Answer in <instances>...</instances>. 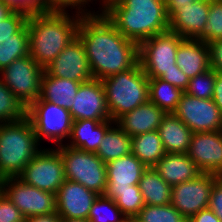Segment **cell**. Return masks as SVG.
<instances>
[{
  "mask_svg": "<svg viewBox=\"0 0 222 222\" xmlns=\"http://www.w3.org/2000/svg\"><path fill=\"white\" fill-rule=\"evenodd\" d=\"M11 10L27 14L28 16L39 13L54 12L47 0H2Z\"/></svg>",
  "mask_w": 222,
  "mask_h": 222,
  "instance_id": "8d00e7d4",
  "label": "cell"
},
{
  "mask_svg": "<svg viewBox=\"0 0 222 222\" xmlns=\"http://www.w3.org/2000/svg\"><path fill=\"white\" fill-rule=\"evenodd\" d=\"M44 68L30 55L14 60L0 71V77L8 89L28 108L41 95V79Z\"/></svg>",
  "mask_w": 222,
  "mask_h": 222,
  "instance_id": "9c48e42d",
  "label": "cell"
},
{
  "mask_svg": "<svg viewBox=\"0 0 222 222\" xmlns=\"http://www.w3.org/2000/svg\"><path fill=\"white\" fill-rule=\"evenodd\" d=\"M157 131L166 153H188L193 133L174 113L163 116Z\"/></svg>",
  "mask_w": 222,
  "mask_h": 222,
  "instance_id": "cb8c5ba5",
  "label": "cell"
},
{
  "mask_svg": "<svg viewBox=\"0 0 222 222\" xmlns=\"http://www.w3.org/2000/svg\"><path fill=\"white\" fill-rule=\"evenodd\" d=\"M61 222H90V221L88 219H80V218H74V219L61 218Z\"/></svg>",
  "mask_w": 222,
  "mask_h": 222,
  "instance_id": "681fc988",
  "label": "cell"
},
{
  "mask_svg": "<svg viewBox=\"0 0 222 222\" xmlns=\"http://www.w3.org/2000/svg\"><path fill=\"white\" fill-rule=\"evenodd\" d=\"M24 183L56 194L65 181L60 152L53 147L41 149L18 176Z\"/></svg>",
  "mask_w": 222,
  "mask_h": 222,
  "instance_id": "30bf717a",
  "label": "cell"
},
{
  "mask_svg": "<svg viewBox=\"0 0 222 222\" xmlns=\"http://www.w3.org/2000/svg\"><path fill=\"white\" fill-rule=\"evenodd\" d=\"M160 79L172 84L173 86L185 91L189 84V78L175 65L174 69L167 71Z\"/></svg>",
  "mask_w": 222,
  "mask_h": 222,
  "instance_id": "7bdbcfd3",
  "label": "cell"
},
{
  "mask_svg": "<svg viewBox=\"0 0 222 222\" xmlns=\"http://www.w3.org/2000/svg\"><path fill=\"white\" fill-rule=\"evenodd\" d=\"M173 113L192 133L222 130V114L213 99H199L184 92Z\"/></svg>",
  "mask_w": 222,
  "mask_h": 222,
  "instance_id": "7c38bea8",
  "label": "cell"
},
{
  "mask_svg": "<svg viewBox=\"0 0 222 222\" xmlns=\"http://www.w3.org/2000/svg\"><path fill=\"white\" fill-rule=\"evenodd\" d=\"M27 117V108L0 77V123H12Z\"/></svg>",
  "mask_w": 222,
  "mask_h": 222,
  "instance_id": "4dcf8cb0",
  "label": "cell"
},
{
  "mask_svg": "<svg viewBox=\"0 0 222 222\" xmlns=\"http://www.w3.org/2000/svg\"><path fill=\"white\" fill-rule=\"evenodd\" d=\"M215 81L216 72L210 68L204 73L190 78L184 92L199 99H212Z\"/></svg>",
  "mask_w": 222,
  "mask_h": 222,
  "instance_id": "d590c367",
  "label": "cell"
},
{
  "mask_svg": "<svg viewBox=\"0 0 222 222\" xmlns=\"http://www.w3.org/2000/svg\"><path fill=\"white\" fill-rule=\"evenodd\" d=\"M2 191L25 218L57 212L56 196L24 183L18 177L1 179Z\"/></svg>",
  "mask_w": 222,
  "mask_h": 222,
  "instance_id": "8fae6325",
  "label": "cell"
},
{
  "mask_svg": "<svg viewBox=\"0 0 222 222\" xmlns=\"http://www.w3.org/2000/svg\"><path fill=\"white\" fill-rule=\"evenodd\" d=\"M70 12L72 15L54 11L28 17L29 55L44 69L77 37L83 14Z\"/></svg>",
  "mask_w": 222,
  "mask_h": 222,
  "instance_id": "7a4b0ae2",
  "label": "cell"
},
{
  "mask_svg": "<svg viewBox=\"0 0 222 222\" xmlns=\"http://www.w3.org/2000/svg\"><path fill=\"white\" fill-rule=\"evenodd\" d=\"M208 208L211 209L222 222V176L213 184Z\"/></svg>",
  "mask_w": 222,
  "mask_h": 222,
  "instance_id": "60d3db41",
  "label": "cell"
},
{
  "mask_svg": "<svg viewBox=\"0 0 222 222\" xmlns=\"http://www.w3.org/2000/svg\"><path fill=\"white\" fill-rule=\"evenodd\" d=\"M26 117L12 123H0V180L18 177L27 163L43 149Z\"/></svg>",
  "mask_w": 222,
  "mask_h": 222,
  "instance_id": "277c9868",
  "label": "cell"
},
{
  "mask_svg": "<svg viewBox=\"0 0 222 222\" xmlns=\"http://www.w3.org/2000/svg\"><path fill=\"white\" fill-rule=\"evenodd\" d=\"M55 196L57 213L61 218L88 219L89 211L98 194L78 182L65 179Z\"/></svg>",
  "mask_w": 222,
  "mask_h": 222,
  "instance_id": "ac0fdd59",
  "label": "cell"
},
{
  "mask_svg": "<svg viewBox=\"0 0 222 222\" xmlns=\"http://www.w3.org/2000/svg\"><path fill=\"white\" fill-rule=\"evenodd\" d=\"M166 113L149 100L131 112L125 113L117 121V125L129 136L158 130Z\"/></svg>",
  "mask_w": 222,
  "mask_h": 222,
  "instance_id": "ffe728a7",
  "label": "cell"
},
{
  "mask_svg": "<svg viewBox=\"0 0 222 222\" xmlns=\"http://www.w3.org/2000/svg\"><path fill=\"white\" fill-rule=\"evenodd\" d=\"M220 176L201 173L195 179L172 186L171 204L186 219L208 208L211 189Z\"/></svg>",
  "mask_w": 222,
  "mask_h": 222,
  "instance_id": "4fadbf2b",
  "label": "cell"
},
{
  "mask_svg": "<svg viewBox=\"0 0 222 222\" xmlns=\"http://www.w3.org/2000/svg\"><path fill=\"white\" fill-rule=\"evenodd\" d=\"M134 220L136 222H188V219L171 203L158 206L144 205Z\"/></svg>",
  "mask_w": 222,
  "mask_h": 222,
  "instance_id": "d6a6232c",
  "label": "cell"
},
{
  "mask_svg": "<svg viewBox=\"0 0 222 222\" xmlns=\"http://www.w3.org/2000/svg\"><path fill=\"white\" fill-rule=\"evenodd\" d=\"M209 8L210 0L181 6L169 18V31L177 33L183 39H195L207 23Z\"/></svg>",
  "mask_w": 222,
  "mask_h": 222,
  "instance_id": "d6986e66",
  "label": "cell"
},
{
  "mask_svg": "<svg viewBox=\"0 0 222 222\" xmlns=\"http://www.w3.org/2000/svg\"><path fill=\"white\" fill-rule=\"evenodd\" d=\"M12 11L0 0V21L6 18Z\"/></svg>",
  "mask_w": 222,
  "mask_h": 222,
  "instance_id": "c3c4849f",
  "label": "cell"
},
{
  "mask_svg": "<svg viewBox=\"0 0 222 222\" xmlns=\"http://www.w3.org/2000/svg\"><path fill=\"white\" fill-rule=\"evenodd\" d=\"M153 168L171 187L201 174L188 154L166 153Z\"/></svg>",
  "mask_w": 222,
  "mask_h": 222,
  "instance_id": "603a6c76",
  "label": "cell"
},
{
  "mask_svg": "<svg viewBox=\"0 0 222 222\" xmlns=\"http://www.w3.org/2000/svg\"><path fill=\"white\" fill-rule=\"evenodd\" d=\"M113 1H116V0H100V1H97V2H100V5H101L100 7H98L99 8L98 11H101L106 5L110 4Z\"/></svg>",
  "mask_w": 222,
  "mask_h": 222,
  "instance_id": "f907efd6",
  "label": "cell"
},
{
  "mask_svg": "<svg viewBox=\"0 0 222 222\" xmlns=\"http://www.w3.org/2000/svg\"><path fill=\"white\" fill-rule=\"evenodd\" d=\"M55 148L63 160L65 179L78 182L98 195L104 194L107 185L106 163L96 153L64 144Z\"/></svg>",
  "mask_w": 222,
  "mask_h": 222,
  "instance_id": "8992f818",
  "label": "cell"
},
{
  "mask_svg": "<svg viewBox=\"0 0 222 222\" xmlns=\"http://www.w3.org/2000/svg\"><path fill=\"white\" fill-rule=\"evenodd\" d=\"M176 65L190 79L210 69L208 45L195 39H184L176 51Z\"/></svg>",
  "mask_w": 222,
  "mask_h": 222,
  "instance_id": "7402d4cb",
  "label": "cell"
},
{
  "mask_svg": "<svg viewBox=\"0 0 222 222\" xmlns=\"http://www.w3.org/2000/svg\"><path fill=\"white\" fill-rule=\"evenodd\" d=\"M183 40L177 33L168 30L138 45L139 63L149 79L160 78L175 68L176 51Z\"/></svg>",
  "mask_w": 222,
  "mask_h": 222,
  "instance_id": "ba28073f",
  "label": "cell"
},
{
  "mask_svg": "<svg viewBox=\"0 0 222 222\" xmlns=\"http://www.w3.org/2000/svg\"><path fill=\"white\" fill-rule=\"evenodd\" d=\"M25 222H61V217L57 212L46 215H35L25 218Z\"/></svg>",
  "mask_w": 222,
  "mask_h": 222,
  "instance_id": "7dc6e473",
  "label": "cell"
},
{
  "mask_svg": "<svg viewBox=\"0 0 222 222\" xmlns=\"http://www.w3.org/2000/svg\"><path fill=\"white\" fill-rule=\"evenodd\" d=\"M70 113L73 121L90 119L102 122L111 119L101 80L92 78L80 84Z\"/></svg>",
  "mask_w": 222,
  "mask_h": 222,
  "instance_id": "9a60e30c",
  "label": "cell"
},
{
  "mask_svg": "<svg viewBox=\"0 0 222 222\" xmlns=\"http://www.w3.org/2000/svg\"><path fill=\"white\" fill-rule=\"evenodd\" d=\"M187 154L201 173L222 176V130L193 133Z\"/></svg>",
  "mask_w": 222,
  "mask_h": 222,
  "instance_id": "2e32d148",
  "label": "cell"
},
{
  "mask_svg": "<svg viewBox=\"0 0 222 222\" xmlns=\"http://www.w3.org/2000/svg\"><path fill=\"white\" fill-rule=\"evenodd\" d=\"M101 12L123 36L138 45L169 30L164 0H116Z\"/></svg>",
  "mask_w": 222,
  "mask_h": 222,
  "instance_id": "3957f363",
  "label": "cell"
},
{
  "mask_svg": "<svg viewBox=\"0 0 222 222\" xmlns=\"http://www.w3.org/2000/svg\"><path fill=\"white\" fill-rule=\"evenodd\" d=\"M195 40L206 44L222 40V0H210V8L206 25Z\"/></svg>",
  "mask_w": 222,
  "mask_h": 222,
  "instance_id": "836d02e7",
  "label": "cell"
},
{
  "mask_svg": "<svg viewBox=\"0 0 222 222\" xmlns=\"http://www.w3.org/2000/svg\"><path fill=\"white\" fill-rule=\"evenodd\" d=\"M222 114V73L216 72V81L212 98Z\"/></svg>",
  "mask_w": 222,
  "mask_h": 222,
  "instance_id": "bcb514c9",
  "label": "cell"
},
{
  "mask_svg": "<svg viewBox=\"0 0 222 222\" xmlns=\"http://www.w3.org/2000/svg\"><path fill=\"white\" fill-rule=\"evenodd\" d=\"M77 36L94 79L128 71L139 62L138 44L123 36L101 11L81 16Z\"/></svg>",
  "mask_w": 222,
  "mask_h": 222,
  "instance_id": "6da1fadb",
  "label": "cell"
},
{
  "mask_svg": "<svg viewBox=\"0 0 222 222\" xmlns=\"http://www.w3.org/2000/svg\"><path fill=\"white\" fill-rule=\"evenodd\" d=\"M81 83L53 77L44 71L41 79L40 98L70 111Z\"/></svg>",
  "mask_w": 222,
  "mask_h": 222,
  "instance_id": "d4e9b609",
  "label": "cell"
},
{
  "mask_svg": "<svg viewBox=\"0 0 222 222\" xmlns=\"http://www.w3.org/2000/svg\"><path fill=\"white\" fill-rule=\"evenodd\" d=\"M209 49L210 68L222 73V40L207 43Z\"/></svg>",
  "mask_w": 222,
  "mask_h": 222,
  "instance_id": "b9f144b4",
  "label": "cell"
},
{
  "mask_svg": "<svg viewBox=\"0 0 222 222\" xmlns=\"http://www.w3.org/2000/svg\"><path fill=\"white\" fill-rule=\"evenodd\" d=\"M2 191V185H1V181H0V192Z\"/></svg>",
  "mask_w": 222,
  "mask_h": 222,
  "instance_id": "f5cc1de1",
  "label": "cell"
},
{
  "mask_svg": "<svg viewBox=\"0 0 222 222\" xmlns=\"http://www.w3.org/2000/svg\"><path fill=\"white\" fill-rule=\"evenodd\" d=\"M132 137L115 122L105 133L96 155L107 163L131 153Z\"/></svg>",
  "mask_w": 222,
  "mask_h": 222,
  "instance_id": "4316f807",
  "label": "cell"
},
{
  "mask_svg": "<svg viewBox=\"0 0 222 222\" xmlns=\"http://www.w3.org/2000/svg\"><path fill=\"white\" fill-rule=\"evenodd\" d=\"M203 0H164L167 11V16L170 18L181 6L190 5L193 2Z\"/></svg>",
  "mask_w": 222,
  "mask_h": 222,
  "instance_id": "f6af8a7d",
  "label": "cell"
},
{
  "mask_svg": "<svg viewBox=\"0 0 222 222\" xmlns=\"http://www.w3.org/2000/svg\"><path fill=\"white\" fill-rule=\"evenodd\" d=\"M126 219L115 201L104 195H98L88 214L90 222H124Z\"/></svg>",
  "mask_w": 222,
  "mask_h": 222,
  "instance_id": "1f68e13d",
  "label": "cell"
},
{
  "mask_svg": "<svg viewBox=\"0 0 222 222\" xmlns=\"http://www.w3.org/2000/svg\"><path fill=\"white\" fill-rule=\"evenodd\" d=\"M139 189L145 205H167L171 203L172 187L166 183L153 167H148L139 181Z\"/></svg>",
  "mask_w": 222,
  "mask_h": 222,
  "instance_id": "484cf974",
  "label": "cell"
},
{
  "mask_svg": "<svg viewBox=\"0 0 222 222\" xmlns=\"http://www.w3.org/2000/svg\"><path fill=\"white\" fill-rule=\"evenodd\" d=\"M114 123L111 119L102 122L90 119L73 121L70 140H67L68 143L65 145L74 149L96 153L106 131Z\"/></svg>",
  "mask_w": 222,
  "mask_h": 222,
  "instance_id": "44dd1931",
  "label": "cell"
},
{
  "mask_svg": "<svg viewBox=\"0 0 222 222\" xmlns=\"http://www.w3.org/2000/svg\"><path fill=\"white\" fill-rule=\"evenodd\" d=\"M44 71L50 76L75 82H86L93 78L85 48L78 36L64 48Z\"/></svg>",
  "mask_w": 222,
  "mask_h": 222,
  "instance_id": "5bb4252c",
  "label": "cell"
},
{
  "mask_svg": "<svg viewBox=\"0 0 222 222\" xmlns=\"http://www.w3.org/2000/svg\"><path fill=\"white\" fill-rule=\"evenodd\" d=\"M184 91L160 79H149V101L165 113H173Z\"/></svg>",
  "mask_w": 222,
  "mask_h": 222,
  "instance_id": "f546056e",
  "label": "cell"
},
{
  "mask_svg": "<svg viewBox=\"0 0 222 222\" xmlns=\"http://www.w3.org/2000/svg\"><path fill=\"white\" fill-rule=\"evenodd\" d=\"M188 222H221V220L211 209L206 208L189 218Z\"/></svg>",
  "mask_w": 222,
  "mask_h": 222,
  "instance_id": "ee69618b",
  "label": "cell"
},
{
  "mask_svg": "<svg viewBox=\"0 0 222 222\" xmlns=\"http://www.w3.org/2000/svg\"><path fill=\"white\" fill-rule=\"evenodd\" d=\"M29 55V31L27 23L12 37L0 38V71L14 60Z\"/></svg>",
  "mask_w": 222,
  "mask_h": 222,
  "instance_id": "f1b7e54d",
  "label": "cell"
},
{
  "mask_svg": "<svg viewBox=\"0 0 222 222\" xmlns=\"http://www.w3.org/2000/svg\"><path fill=\"white\" fill-rule=\"evenodd\" d=\"M0 222H25L22 212L3 191L0 192Z\"/></svg>",
  "mask_w": 222,
  "mask_h": 222,
  "instance_id": "f35d334b",
  "label": "cell"
},
{
  "mask_svg": "<svg viewBox=\"0 0 222 222\" xmlns=\"http://www.w3.org/2000/svg\"><path fill=\"white\" fill-rule=\"evenodd\" d=\"M93 1L96 0H47L48 4L55 11H70L67 9H75L76 12L81 14H89L95 12V10L92 9L91 11V9H89L91 7L89 4Z\"/></svg>",
  "mask_w": 222,
  "mask_h": 222,
  "instance_id": "ab89813d",
  "label": "cell"
},
{
  "mask_svg": "<svg viewBox=\"0 0 222 222\" xmlns=\"http://www.w3.org/2000/svg\"><path fill=\"white\" fill-rule=\"evenodd\" d=\"M111 120L116 122L149 100V78L138 62L132 69L101 80Z\"/></svg>",
  "mask_w": 222,
  "mask_h": 222,
  "instance_id": "5b68a950",
  "label": "cell"
},
{
  "mask_svg": "<svg viewBox=\"0 0 222 222\" xmlns=\"http://www.w3.org/2000/svg\"><path fill=\"white\" fill-rule=\"evenodd\" d=\"M147 167L132 153L106 163V198L114 199L115 191L133 190Z\"/></svg>",
  "mask_w": 222,
  "mask_h": 222,
  "instance_id": "e0dca14e",
  "label": "cell"
},
{
  "mask_svg": "<svg viewBox=\"0 0 222 222\" xmlns=\"http://www.w3.org/2000/svg\"><path fill=\"white\" fill-rule=\"evenodd\" d=\"M124 222H136L134 219H126Z\"/></svg>",
  "mask_w": 222,
  "mask_h": 222,
  "instance_id": "816d5d0a",
  "label": "cell"
},
{
  "mask_svg": "<svg viewBox=\"0 0 222 222\" xmlns=\"http://www.w3.org/2000/svg\"><path fill=\"white\" fill-rule=\"evenodd\" d=\"M27 118L31 121L40 143L48 139L56 146H60L70 137L73 119L66 108L43 101L39 97L27 108Z\"/></svg>",
  "mask_w": 222,
  "mask_h": 222,
  "instance_id": "52a82bcc",
  "label": "cell"
},
{
  "mask_svg": "<svg viewBox=\"0 0 222 222\" xmlns=\"http://www.w3.org/2000/svg\"><path fill=\"white\" fill-rule=\"evenodd\" d=\"M113 200L128 219H134L145 205L138 185H133V190L115 191Z\"/></svg>",
  "mask_w": 222,
  "mask_h": 222,
  "instance_id": "e575fe53",
  "label": "cell"
},
{
  "mask_svg": "<svg viewBox=\"0 0 222 222\" xmlns=\"http://www.w3.org/2000/svg\"><path fill=\"white\" fill-rule=\"evenodd\" d=\"M28 17L25 13L12 11L0 21V38L12 37L27 23Z\"/></svg>",
  "mask_w": 222,
  "mask_h": 222,
  "instance_id": "74e56055",
  "label": "cell"
},
{
  "mask_svg": "<svg viewBox=\"0 0 222 222\" xmlns=\"http://www.w3.org/2000/svg\"><path fill=\"white\" fill-rule=\"evenodd\" d=\"M131 153L148 168L153 167L166 151L158 131L154 130L132 137Z\"/></svg>",
  "mask_w": 222,
  "mask_h": 222,
  "instance_id": "83f0119b",
  "label": "cell"
}]
</instances>
